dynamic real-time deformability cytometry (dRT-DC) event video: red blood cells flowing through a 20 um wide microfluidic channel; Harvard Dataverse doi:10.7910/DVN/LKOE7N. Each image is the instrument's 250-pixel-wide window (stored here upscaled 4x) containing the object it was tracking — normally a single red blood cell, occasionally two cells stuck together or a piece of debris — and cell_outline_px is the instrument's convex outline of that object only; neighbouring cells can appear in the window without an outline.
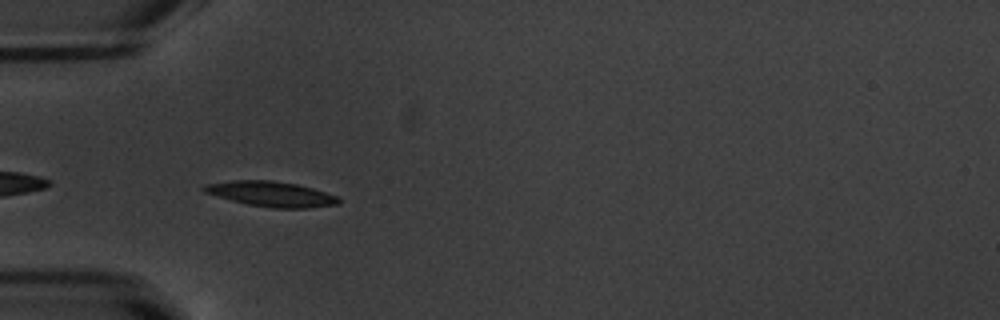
{"species": "common noctule bat (a hibernating species)", "species_latin": "Nyctalus noctula", "temperature_condition": "warm", "stored_images_in_passage": 31, "camera_frame_rate_fps": 3000, "um_per_image_px": 0.085, "animal": {"sex": "male", "body_mass_g": 20.1, "forearm_length_mm": 53.5}, "frame": {"image": 1, "passage_image": 2, "time_ms": 0.333, "image_size_px": [1000, 320], "cell_outline_px": [[340, 204], [308, 208], [272, 208], [248, 204], [232, 200], [204, 192], [200, 188], [204, 184], [232, 180], [272, 180], [296, 184], [312, 188], [336, 196], [340, 200]], "centroid_in_image_um": [23.03, 16.48], "position_along_channel_um": 62.0, "area_um2": 19.65}}
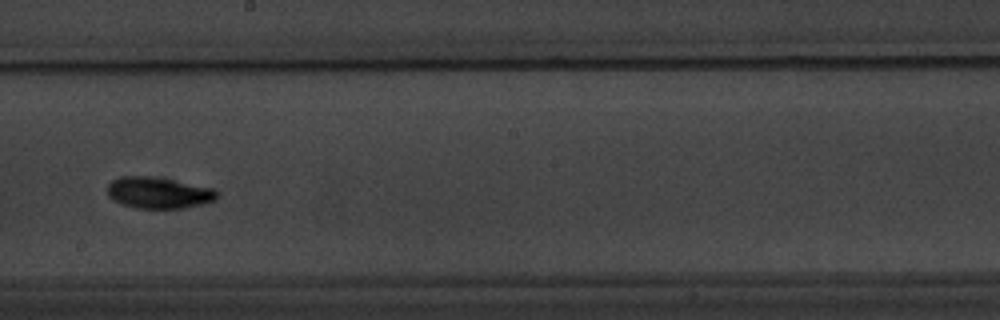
{"frame": {"image": 2, "passage_image": 16, "time_ms": 5.0, "image_size_px": [1000, 320], "cell_outline_px": [[220, 192], [216, 200], [200, 204], [180, 208], [136, 208], [120, 204], [112, 200], [108, 196], [108, 184], [112, 180], [120, 176], [148, 176], [172, 180], [212, 188]], "centroid_in_image_um": [13.44, 16.39], "position_along_channel_um": 234.8, "area_um2": 19.94}}
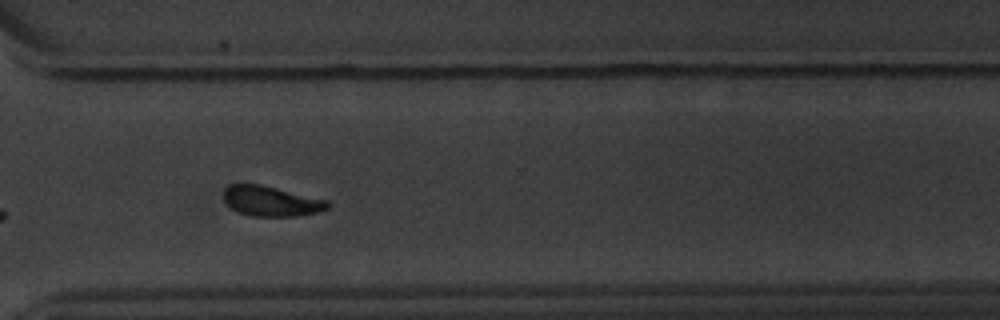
{"frame": {"image": 3, "passage_image": 25, "time_ms": 8.0, "image_size_px": [1000, 320], "cell_outline_px": [[332, 204], [328, 208], [320, 212], [300, 216], [252, 216], [240, 212], [232, 208], [224, 200], [224, 188], [228, 184], [260, 184], [328, 200]], "centroid_in_image_um": [23.09, 17.1], "position_along_channel_um": 347.5, "area_um2": 18.32}, "authors_computed_cell_mechanics": {"area_um2": 18.8428, "velocity_mm_per_s": 3.7581, "shape_relaxation_time_tau1_ms": 2.1362, "shape_relaxation_time_tau2_ms": 2.5111, "deformation_change_tau1": 0.1229, "deformation_change_tau2": 0.0837}}